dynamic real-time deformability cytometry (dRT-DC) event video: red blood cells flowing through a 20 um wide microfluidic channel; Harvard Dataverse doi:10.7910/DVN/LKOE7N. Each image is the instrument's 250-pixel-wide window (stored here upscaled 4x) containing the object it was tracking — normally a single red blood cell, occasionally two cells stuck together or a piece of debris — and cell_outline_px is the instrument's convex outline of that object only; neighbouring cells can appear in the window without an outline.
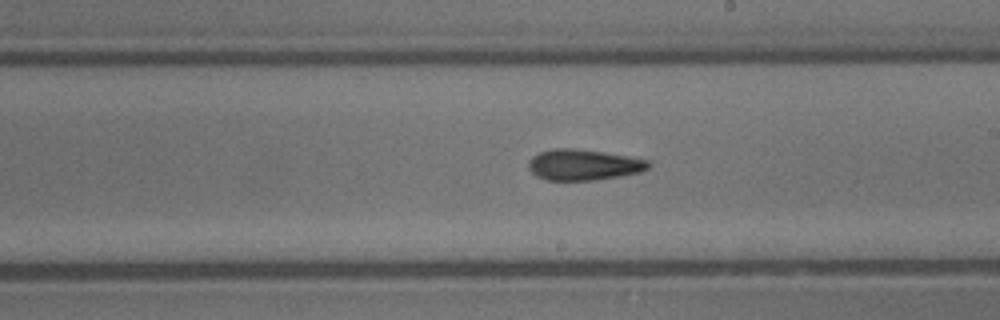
{"species": "common noctule bat (a hibernating species)", "species_latin": "Nyctalus noctula", "temperature_condition": "cold", "stored_images_in_passage": 39, "camera_frame_rate_fps": 3000, "um_per_image_px": 0.085, "animal": {"sex": "male", "body_mass_g": 13.3}, "frame": {"image": 1, "passage_image": 28, "time_ms": 9.0, "image_size_px": [1000, 320], "cell_outline_px": [[648, 168], [640, 172], [620, 176], [596, 180], [544, 180], [536, 176], [528, 168], [528, 164], [532, 156], [540, 152], [552, 148], [572, 148], [600, 152], [648, 160]], "centroid_in_image_um": [49.53, 14.02], "position_along_channel_um": 239.5, "area_um2": 21.33}}